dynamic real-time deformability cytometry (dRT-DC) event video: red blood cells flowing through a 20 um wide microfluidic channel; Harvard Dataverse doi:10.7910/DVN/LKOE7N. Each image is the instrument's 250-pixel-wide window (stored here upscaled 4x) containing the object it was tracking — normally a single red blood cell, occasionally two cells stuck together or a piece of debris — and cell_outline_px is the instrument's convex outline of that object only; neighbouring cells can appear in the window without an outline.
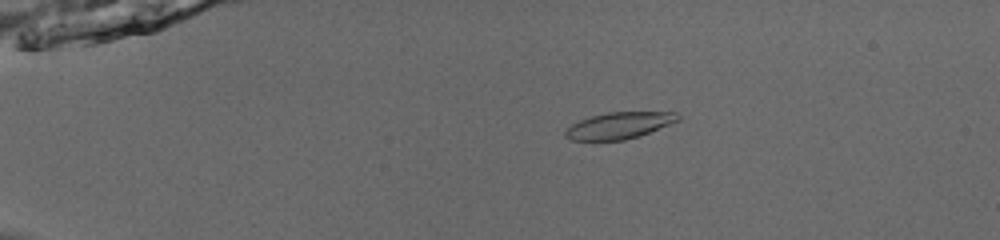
{"species": "common noctule bat (a hibernating species)", "species_latin": "Nyctalus noctula", "temperature_condition": "room temperature", "stored_images_in_passage": 55, "camera_frame_rate_fps": 3000, "um_per_image_px": 0.085, "animal": {"sex": "male", "body_mass_g": 13.0, "forearm_length_mm": 53.1}, "frame": {"image": 1, "passage_image": 13, "time_ms": 4.0, "image_size_px": [1000, 240], "cell_outline_px": [[680, 120], [640, 136], [624, 140], [572, 140], [564, 136], [564, 132], [572, 124], [580, 120], [592, 116], [608, 112], [676, 112], [680, 116]], "centroid_in_image_um": [52.65, 10.67], "position_along_channel_um": 32.4, "area_um2": 17.34}}
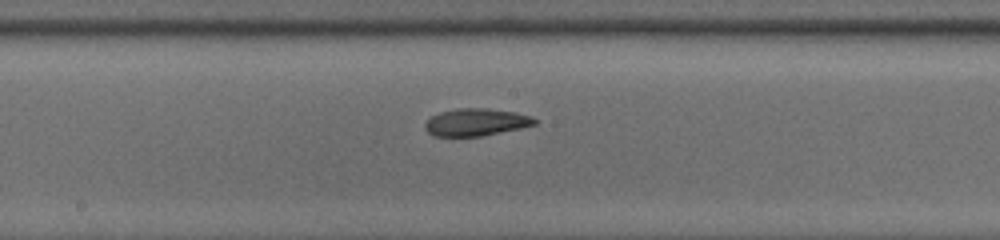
{"frame": {"image": 2, "passage_image": 32, "time_ms": 10.333, "image_size_px": [1000, 240], "cell_outline_px": [[536, 124], [520, 128], [480, 136], [432, 136], [424, 128], [424, 124], [432, 116], [440, 112], [456, 108], [488, 108], [516, 112], [532, 116], [536, 120]], "centroid_in_image_um": [40.45, 10.38], "position_along_channel_um": 207.8, "area_um2": 17.46}}
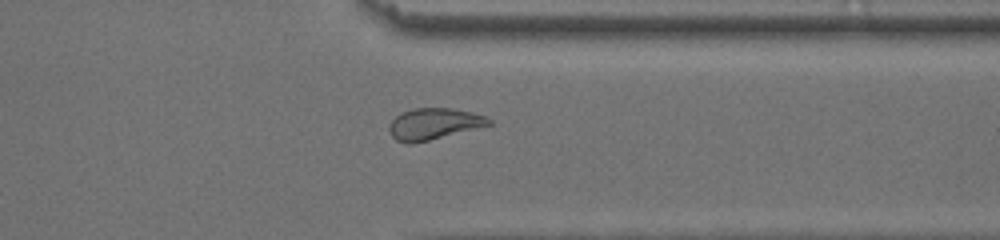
{"frame": {"image": 3, "passage_image": 45, "time_ms": 14.667, "image_size_px": [1000, 240], "cell_outline_px": [[492, 124], [412, 144], [408, 144], [396, 140], [392, 136], [388, 128], [392, 120], [400, 112], [416, 108], [452, 108], [472, 112], [484, 116], [492, 120]], "centroid_in_image_um": [36.85, 10.52], "position_along_channel_um": 374.6, "area_um2": 18.03}, "authors_computed_cell_mechanics": {"area_um2": 18.207, "velocity_mm_per_s": 3.8615, "shape_relaxation_time_tau1_ms": 4.986, "shape_relaxation_time_tau2_ms": 7.2287, "deformation_change_tau1": 0.1568, "deformation_change_tau2": 0.0909}}